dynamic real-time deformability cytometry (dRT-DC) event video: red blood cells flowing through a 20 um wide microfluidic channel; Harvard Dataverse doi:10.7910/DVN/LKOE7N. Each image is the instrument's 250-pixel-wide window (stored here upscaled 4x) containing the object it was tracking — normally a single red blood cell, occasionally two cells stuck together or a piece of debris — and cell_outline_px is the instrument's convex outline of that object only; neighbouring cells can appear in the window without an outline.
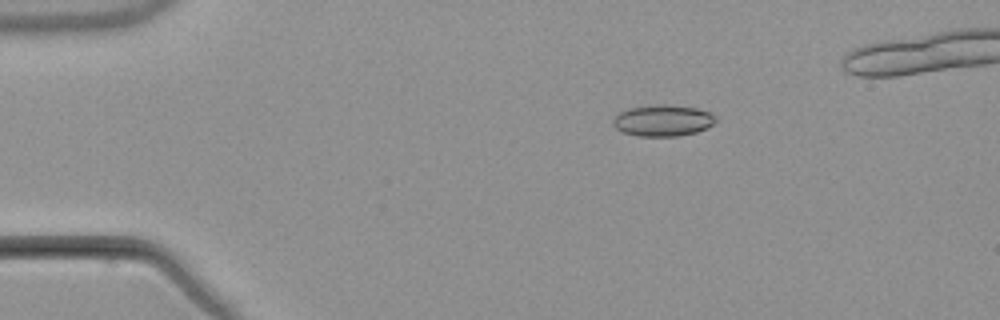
{"species": "common noctule bat (a hibernating species)", "species_latin": "Nyctalus noctula", "temperature_condition": "warm", "stored_images_in_passage": 4, "camera_frame_rate_fps": 3000, "um_per_image_px": 0.085, "animal": {"sex": "male", "body_mass_g": 21.5, "forearm_length_mm": 52.0}, "frame": {"image": 1, "passage_image": 4, "time_ms": 6.333, "image_size_px": [1000, 320], "cell_outline_px": [[716, 120], [712, 124], [696, 132], [680, 136], [636, 136], [624, 132], [616, 128], [612, 124], [612, 120], [620, 112], [628, 108], [656, 104], [664, 104], [696, 108], [708, 112], [716, 116]], "centroid_in_image_um": [56.31, 10.24], "position_along_channel_um": 28.7, "area_um2": 18.67}}